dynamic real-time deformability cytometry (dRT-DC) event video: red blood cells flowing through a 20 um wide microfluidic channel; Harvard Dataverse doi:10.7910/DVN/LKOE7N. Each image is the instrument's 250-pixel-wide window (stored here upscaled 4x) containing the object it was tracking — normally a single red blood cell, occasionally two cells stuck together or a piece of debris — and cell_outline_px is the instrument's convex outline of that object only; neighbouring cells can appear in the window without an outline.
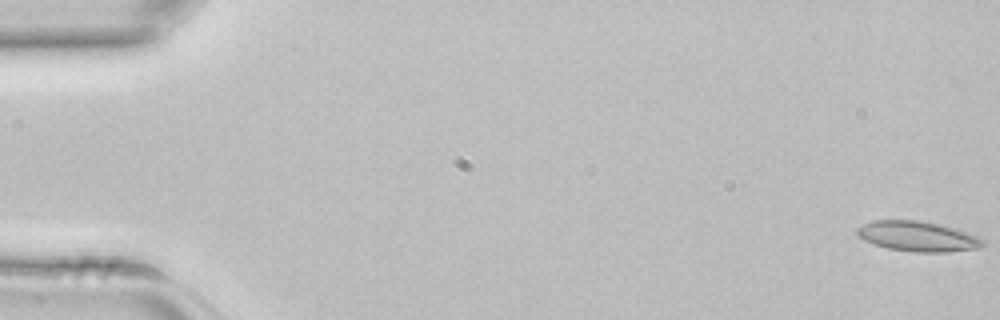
{"species": "common noctule bat (a hibernating species)", "species_latin": "Nyctalus noctula", "temperature_condition": "room temperature", "stored_images_in_passage": 5, "camera_frame_rate_fps": 3000, "um_per_image_px": 0.085, "animal": {"sex": "female", "body_mass_g": 22.7, "forearm_length_mm": 54.2}, "frame": {"image": 1, "passage_image": 1, "time_ms": 0.0, "image_size_px": [1000, 320], "cell_outline_px": [[984, 244], [980, 248], [948, 252], [912, 252], [888, 248], [864, 240], [856, 236], [856, 228], [872, 220], [920, 220], [940, 224], [968, 232], [980, 236], [984, 240]], "centroid_in_image_um": [78.02, 20.08], "position_along_channel_um": 7.0, "area_um2": 22.31}}
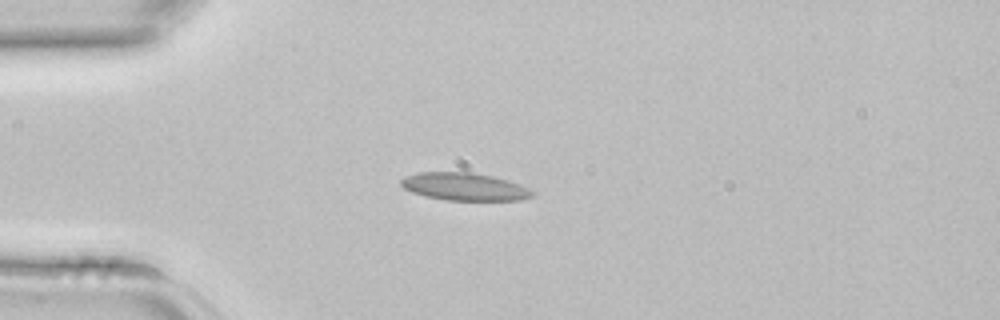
{"frame": {"image": 2, "passage_image": 4, "time_ms": 1.0, "image_size_px": [1000, 320], "cell_outline_px": [[532, 196], [520, 200], [444, 200], [412, 192], [404, 188], [400, 184], [400, 180], [404, 176], [420, 172], [472, 172], [492, 176], [520, 184], [528, 188], [532, 192]], "centroid_in_image_um": [39.44, 15.86], "position_along_channel_um": 45.6, "area_um2": 20.98}}